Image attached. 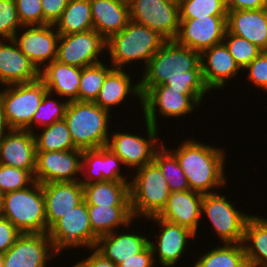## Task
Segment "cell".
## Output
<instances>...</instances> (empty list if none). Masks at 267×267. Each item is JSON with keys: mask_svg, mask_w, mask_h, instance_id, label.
<instances>
[{"mask_svg": "<svg viewBox=\"0 0 267 267\" xmlns=\"http://www.w3.org/2000/svg\"><path fill=\"white\" fill-rule=\"evenodd\" d=\"M143 72L139 79L142 96L160 84L182 91L183 95L209 93L202 78L201 53L179 45L175 40H167L149 60Z\"/></svg>", "mask_w": 267, "mask_h": 267, "instance_id": "obj_1", "label": "cell"}, {"mask_svg": "<svg viewBox=\"0 0 267 267\" xmlns=\"http://www.w3.org/2000/svg\"><path fill=\"white\" fill-rule=\"evenodd\" d=\"M178 160L189 187L200 194L215 193L225 185V151L218 147L187 139L176 149L170 150Z\"/></svg>", "mask_w": 267, "mask_h": 267, "instance_id": "obj_2", "label": "cell"}, {"mask_svg": "<svg viewBox=\"0 0 267 267\" xmlns=\"http://www.w3.org/2000/svg\"><path fill=\"white\" fill-rule=\"evenodd\" d=\"M110 112L95 102H68L64 121L74 145L81 150L107 146L109 140Z\"/></svg>", "mask_w": 267, "mask_h": 267, "instance_id": "obj_3", "label": "cell"}, {"mask_svg": "<svg viewBox=\"0 0 267 267\" xmlns=\"http://www.w3.org/2000/svg\"><path fill=\"white\" fill-rule=\"evenodd\" d=\"M167 40L145 25L129 21L127 26L107 40V53L116 69L144 61L145 67Z\"/></svg>", "mask_w": 267, "mask_h": 267, "instance_id": "obj_4", "label": "cell"}, {"mask_svg": "<svg viewBox=\"0 0 267 267\" xmlns=\"http://www.w3.org/2000/svg\"><path fill=\"white\" fill-rule=\"evenodd\" d=\"M0 214L20 233H48L42 184L37 181L24 189L4 194Z\"/></svg>", "mask_w": 267, "mask_h": 267, "instance_id": "obj_5", "label": "cell"}, {"mask_svg": "<svg viewBox=\"0 0 267 267\" xmlns=\"http://www.w3.org/2000/svg\"><path fill=\"white\" fill-rule=\"evenodd\" d=\"M135 170V176L129 183L133 218L158 216L171 194L168 183L154 161Z\"/></svg>", "mask_w": 267, "mask_h": 267, "instance_id": "obj_6", "label": "cell"}, {"mask_svg": "<svg viewBox=\"0 0 267 267\" xmlns=\"http://www.w3.org/2000/svg\"><path fill=\"white\" fill-rule=\"evenodd\" d=\"M3 89L0 92V107L7 128L30 131L33 116L48 92L46 86L38 79Z\"/></svg>", "mask_w": 267, "mask_h": 267, "instance_id": "obj_7", "label": "cell"}, {"mask_svg": "<svg viewBox=\"0 0 267 267\" xmlns=\"http://www.w3.org/2000/svg\"><path fill=\"white\" fill-rule=\"evenodd\" d=\"M218 192L204 194L201 214L210 220L213 230L224 243H243L245 225L251 215L234 207Z\"/></svg>", "mask_w": 267, "mask_h": 267, "instance_id": "obj_8", "label": "cell"}, {"mask_svg": "<svg viewBox=\"0 0 267 267\" xmlns=\"http://www.w3.org/2000/svg\"><path fill=\"white\" fill-rule=\"evenodd\" d=\"M50 237L55 250L61 251L70 247L94 248L98 237L91 229L89 212L85 201L80 203L58 219L49 229Z\"/></svg>", "mask_w": 267, "mask_h": 267, "instance_id": "obj_9", "label": "cell"}, {"mask_svg": "<svg viewBox=\"0 0 267 267\" xmlns=\"http://www.w3.org/2000/svg\"><path fill=\"white\" fill-rule=\"evenodd\" d=\"M130 20L175 40L180 24L178 0H128Z\"/></svg>", "mask_w": 267, "mask_h": 267, "instance_id": "obj_10", "label": "cell"}, {"mask_svg": "<svg viewBox=\"0 0 267 267\" xmlns=\"http://www.w3.org/2000/svg\"><path fill=\"white\" fill-rule=\"evenodd\" d=\"M205 95H183L182 91L172 90L164 84L150 88L143 96L144 121L157 127V112L162 117H175L176 119L192 113L200 105ZM158 107V108H157ZM158 109V111H157Z\"/></svg>", "mask_w": 267, "mask_h": 267, "instance_id": "obj_11", "label": "cell"}, {"mask_svg": "<svg viewBox=\"0 0 267 267\" xmlns=\"http://www.w3.org/2000/svg\"><path fill=\"white\" fill-rule=\"evenodd\" d=\"M148 138L137 134L113 132L107 147L122 161L123 166L141 168L154 160L156 151L163 145L158 143V128L145 121Z\"/></svg>", "mask_w": 267, "mask_h": 267, "instance_id": "obj_12", "label": "cell"}, {"mask_svg": "<svg viewBox=\"0 0 267 267\" xmlns=\"http://www.w3.org/2000/svg\"><path fill=\"white\" fill-rule=\"evenodd\" d=\"M107 46V39L94 29L60 35L56 60L78 68L91 66L102 62L100 54L107 49Z\"/></svg>", "mask_w": 267, "mask_h": 267, "instance_id": "obj_13", "label": "cell"}, {"mask_svg": "<svg viewBox=\"0 0 267 267\" xmlns=\"http://www.w3.org/2000/svg\"><path fill=\"white\" fill-rule=\"evenodd\" d=\"M83 150L36 151L34 180L40 184L80 181ZM75 175V176H74Z\"/></svg>", "mask_w": 267, "mask_h": 267, "instance_id": "obj_14", "label": "cell"}, {"mask_svg": "<svg viewBox=\"0 0 267 267\" xmlns=\"http://www.w3.org/2000/svg\"><path fill=\"white\" fill-rule=\"evenodd\" d=\"M227 16H207L180 20L175 41L199 53L220 44L227 30Z\"/></svg>", "mask_w": 267, "mask_h": 267, "instance_id": "obj_15", "label": "cell"}, {"mask_svg": "<svg viewBox=\"0 0 267 267\" xmlns=\"http://www.w3.org/2000/svg\"><path fill=\"white\" fill-rule=\"evenodd\" d=\"M57 255L48 233H21L4 253L3 267H46L48 260Z\"/></svg>", "mask_w": 267, "mask_h": 267, "instance_id": "obj_16", "label": "cell"}, {"mask_svg": "<svg viewBox=\"0 0 267 267\" xmlns=\"http://www.w3.org/2000/svg\"><path fill=\"white\" fill-rule=\"evenodd\" d=\"M22 28L23 31L21 32L23 33L18 35L17 32L13 40L20 51L30 59L39 71L46 64L56 60L60 34L54 25L23 26Z\"/></svg>", "mask_w": 267, "mask_h": 267, "instance_id": "obj_17", "label": "cell"}, {"mask_svg": "<svg viewBox=\"0 0 267 267\" xmlns=\"http://www.w3.org/2000/svg\"><path fill=\"white\" fill-rule=\"evenodd\" d=\"M148 219L156 222L161 228L160 233H156L158 235L154 236L157 237L156 241L158 243L149 240L155 264L158 260L160 262L158 264L163 267H174L177 261L183 257L184 251L186 252L185 249L190 243L188 240L190 241V238L196 237V233L187 227L160 219L158 216ZM155 254H158V256H155ZM155 257H158V259Z\"/></svg>", "mask_w": 267, "mask_h": 267, "instance_id": "obj_18", "label": "cell"}, {"mask_svg": "<svg viewBox=\"0 0 267 267\" xmlns=\"http://www.w3.org/2000/svg\"><path fill=\"white\" fill-rule=\"evenodd\" d=\"M0 164L29 171L36 168V142L34 132L8 129L0 139Z\"/></svg>", "mask_w": 267, "mask_h": 267, "instance_id": "obj_19", "label": "cell"}, {"mask_svg": "<svg viewBox=\"0 0 267 267\" xmlns=\"http://www.w3.org/2000/svg\"><path fill=\"white\" fill-rule=\"evenodd\" d=\"M201 70L205 86L212 92L223 89L227 81L234 79L240 68L224 42L201 53Z\"/></svg>", "mask_w": 267, "mask_h": 267, "instance_id": "obj_20", "label": "cell"}, {"mask_svg": "<svg viewBox=\"0 0 267 267\" xmlns=\"http://www.w3.org/2000/svg\"><path fill=\"white\" fill-rule=\"evenodd\" d=\"M42 191L45 200L47 229L84 201V190L80 181L44 183Z\"/></svg>", "mask_w": 267, "mask_h": 267, "instance_id": "obj_21", "label": "cell"}, {"mask_svg": "<svg viewBox=\"0 0 267 267\" xmlns=\"http://www.w3.org/2000/svg\"><path fill=\"white\" fill-rule=\"evenodd\" d=\"M0 39V84L10 86L39 79V70L19 49L13 39ZM5 42V43H4ZM8 43V44H7Z\"/></svg>", "mask_w": 267, "mask_h": 267, "instance_id": "obj_22", "label": "cell"}, {"mask_svg": "<svg viewBox=\"0 0 267 267\" xmlns=\"http://www.w3.org/2000/svg\"><path fill=\"white\" fill-rule=\"evenodd\" d=\"M120 165H123L121 159L107 146L83 150L81 175L83 174L84 179L80 182L82 184L100 181L130 182L120 173Z\"/></svg>", "mask_w": 267, "mask_h": 267, "instance_id": "obj_23", "label": "cell"}, {"mask_svg": "<svg viewBox=\"0 0 267 267\" xmlns=\"http://www.w3.org/2000/svg\"><path fill=\"white\" fill-rule=\"evenodd\" d=\"M203 194L189 190L172 192L160 219L187 227L197 234L202 209Z\"/></svg>", "mask_w": 267, "mask_h": 267, "instance_id": "obj_24", "label": "cell"}, {"mask_svg": "<svg viewBox=\"0 0 267 267\" xmlns=\"http://www.w3.org/2000/svg\"><path fill=\"white\" fill-rule=\"evenodd\" d=\"M227 31L245 38L259 49H267V7L254 10H227Z\"/></svg>", "mask_w": 267, "mask_h": 267, "instance_id": "obj_25", "label": "cell"}, {"mask_svg": "<svg viewBox=\"0 0 267 267\" xmlns=\"http://www.w3.org/2000/svg\"><path fill=\"white\" fill-rule=\"evenodd\" d=\"M93 29L107 40L130 21L128 0H90Z\"/></svg>", "mask_w": 267, "mask_h": 267, "instance_id": "obj_26", "label": "cell"}, {"mask_svg": "<svg viewBox=\"0 0 267 267\" xmlns=\"http://www.w3.org/2000/svg\"><path fill=\"white\" fill-rule=\"evenodd\" d=\"M39 79L48 92L68 97L67 101H78V89L81 79V68L53 60L39 71Z\"/></svg>", "mask_w": 267, "mask_h": 267, "instance_id": "obj_27", "label": "cell"}, {"mask_svg": "<svg viewBox=\"0 0 267 267\" xmlns=\"http://www.w3.org/2000/svg\"><path fill=\"white\" fill-rule=\"evenodd\" d=\"M116 230L98 238L95 248L115 265L132 258L149 245V239L140 233H125Z\"/></svg>", "mask_w": 267, "mask_h": 267, "instance_id": "obj_28", "label": "cell"}, {"mask_svg": "<svg viewBox=\"0 0 267 267\" xmlns=\"http://www.w3.org/2000/svg\"><path fill=\"white\" fill-rule=\"evenodd\" d=\"M131 81L130 74L126 73L124 69L113 68L107 74L94 102L110 112H112L111 109L114 105L117 106L125 102L124 100L129 94L136 96L142 102L139 82L133 85Z\"/></svg>", "mask_w": 267, "mask_h": 267, "instance_id": "obj_29", "label": "cell"}, {"mask_svg": "<svg viewBox=\"0 0 267 267\" xmlns=\"http://www.w3.org/2000/svg\"><path fill=\"white\" fill-rule=\"evenodd\" d=\"M128 181H100L82 184L87 205L130 206Z\"/></svg>", "mask_w": 267, "mask_h": 267, "instance_id": "obj_30", "label": "cell"}, {"mask_svg": "<svg viewBox=\"0 0 267 267\" xmlns=\"http://www.w3.org/2000/svg\"><path fill=\"white\" fill-rule=\"evenodd\" d=\"M243 246L249 267H267V219L251 215L245 225Z\"/></svg>", "mask_w": 267, "mask_h": 267, "instance_id": "obj_31", "label": "cell"}, {"mask_svg": "<svg viewBox=\"0 0 267 267\" xmlns=\"http://www.w3.org/2000/svg\"><path fill=\"white\" fill-rule=\"evenodd\" d=\"M93 233L99 238L110 234L118 227L132 225L133 215L130 206H98L87 205Z\"/></svg>", "mask_w": 267, "mask_h": 267, "instance_id": "obj_32", "label": "cell"}, {"mask_svg": "<svg viewBox=\"0 0 267 267\" xmlns=\"http://www.w3.org/2000/svg\"><path fill=\"white\" fill-rule=\"evenodd\" d=\"M54 27L60 35L80 33L93 29L90 0H69Z\"/></svg>", "mask_w": 267, "mask_h": 267, "instance_id": "obj_33", "label": "cell"}, {"mask_svg": "<svg viewBox=\"0 0 267 267\" xmlns=\"http://www.w3.org/2000/svg\"><path fill=\"white\" fill-rule=\"evenodd\" d=\"M198 259L193 267H249L243 243L217 245Z\"/></svg>", "mask_w": 267, "mask_h": 267, "instance_id": "obj_34", "label": "cell"}, {"mask_svg": "<svg viewBox=\"0 0 267 267\" xmlns=\"http://www.w3.org/2000/svg\"><path fill=\"white\" fill-rule=\"evenodd\" d=\"M36 151H69L78 149L71 138L64 119L42 128L35 133Z\"/></svg>", "mask_w": 267, "mask_h": 267, "instance_id": "obj_35", "label": "cell"}, {"mask_svg": "<svg viewBox=\"0 0 267 267\" xmlns=\"http://www.w3.org/2000/svg\"><path fill=\"white\" fill-rule=\"evenodd\" d=\"M163 144L154 155V162L159 166L165 180L168 183L170 192L189 190L187 178L181 169L175 155L164 147Z\"/></svg>", "mask_w": 267, "mask_h": 267, "instance_id": "obj_36", "label": "cell"}, {"mask_svg": "<svg viewBox=\"0 0 267 267\" xmlns=\"http://www.w3.org/2000/svg\"><path fill=\"white\" fill-rule=\"evenodd\" d=\"M110 66L100 62L81 68L78 101L94 102L96 100L107 74L114 68Z\"/></svg>", "mask_w": 267, "mask_h": 267, "instance_id": "obj_37", "label": "cell"}, {"mask_svg": "<svg viewBox=\"0 0 267 267\" xmlns=\"http://www.w3.org/2000/svg\"><path fill=\"white\" fill-rule=\"evenodd\" d=\"M180 20L198 17L227 16L224 0H178Z\"/></svg>", "mask_w": 267, "mask_h": 267, "instance_id": "obj_38", "label": "cell"}, {"mask_svg": "<svg viewBox=\"0 0 267 267\" xmlns=\"http://www.w3.org/2000/svg\"><path fill=\"white\" fill-rule=\"evenodd\" d=\"M52 96L53 94L50 92H47L44 95L43 100L38 106L37 112L34 114L32 122L30 123L31 132H34L33 130L35 129V125L45 127L51 125L56 121L64 119L68 101H64L63 99V102H61L62 98L59 101L58 99H53Z\"/></svg>", "mask_w": 267, "mask_h": 267, "instance_id": "obj_39", "label": "cell"}, {"mask_svg": "<svg viewBox=\"0 0 267 267\" xmlns=\"http://www.w3.org/2000/svg\"><path fill=\"white\" fill-rule=\"evenodd\" d=\"M223 42L242 71L262 52L255 44L227 30Z\"/></svg>", "mask_w": 267, "mask_h": 267, "instance_id": "obj_40", "label": "cell"}, {"mask_svg": "<svg viewBox=\"0 0 267 267\" xmlns=\"http://www.w3.org/2000/svg\"><path fill=\"white\" fill-rule=\"evenodd\" d=\"M34 181L29 171L0 164V189L3 194L24 189Z\"/></svg>", "mask_w": 267, "mask_h": 267, "instance_id": "obj_41", "label": "cell"}, {"mask_svg": "<svg viewBox=\"0 0 267 267\" xmlns=\"http://www.w3.org/2000/svg\"><path fill=\"white\" fill-rule=\"evenodd\" d=\"M22 24L19 20L14 0H0V39H13L20 31ZM20 28V29H18Z\"/></svg>", "mask_w": 267, "mask_h": 267, "instance_id": "obj_42", "label": "cell"}, {"mask_svg": "<svg viewBox=\"0 0 267 267\" xmlns=\"http://www.w3.org/2000/svg\"><path fill=\"white\" fill-rule=\"evenodd\" d=\"M22 26L43 25L41 0H14Z\"/></svg>", "mask_w": 267, "mask_h": 267, "instance_id": "obj_43", "label": "cell"}, {"mask_svg": "<svg viewBox=\"0 0 267 267\" xmlns=\"http://www.w3.org/2000/svg\"><path fill=\"white\" fill-rule=\"evenodd\" d=\"M244 70H247L248 81L254 86L267 91V53L262 51Z\"/></svg>", "mask_w": 267, "mask_h": 267, "instance_id": "obj_44", "label": "cell"}, {"mask_svg": "<svg viewBox=\"0 0 267 267\" xmlns=\"http://www.w3.org/2000/svg\"><path fill=\"white\" fill-rule=\"evenodd\" d=\"M21 233L3 215L0 214V252H7Z\"/></svg>", "mask_w": 267, "mask_h": 267, "instance_id": "obj_45", "label": "cell"}, {"mask_svg": "<svg viewBox=\"0 0 267 267\" xmlns=\"http://www.w3.org/2000/svg\"><path fill=\"white\" fill-rule=\"evenodd\" d=\"M43 25L52 24L60 18L69 0H41Z\"/></svg>", "mask_w": 267, "mask_h": 267, "instance_id": "obj_46", "label": "cell"}, {"mask_svg": "<svg viewBox=\"0 0 267 267\" xmlns=\"http://www.w3.org/2000/svg\"><path fill=\"white\" fill-rule=\"evenodd\" d=\"M155 265L151 246L148 245L140 253L133 255L132 258L119 263L117 267H153Z\"/></svg>", "mask_w": 267, "mask_h": 267, "instance_id": "obj_47", "label": "cell"}, {"mask_svg": "<svg viewBox=\"0 0 267 267\" xmlns=\"http://www.w3.org/2000/svg\"><path fill=\"white\" fill-rule=\"evenodd\" d=\"M93 252L86 259L74 264L73 267H117L111 260L106 258L95 247L92 248Z\"/></svg>", "mask_w": 267, "mask_h": 267, "instance_id": "obj_48", "label": "cell"}, {"mask_svg": "<svg viewBox=\"0 0 267 267\" xmlns=\"http://www.w3.org/2000/svg\"><path fill=\"white\" fill-rule=\"evenodd\" d=\"M227 10H254L267 7V0H224Z\"/></svg>", "mask_w": 267, "mask_h": 267, "instance_id": "obj_49", "label": "cell"}, {"mask_svg": "<svg viewBox=\"0 0 267 267\" xmlns=\"http://www.w3.org/2000/svg\"><path fill=\"white\" fill-rule=\"evenodd\" d=\"M7 130H8V128L4 122L1 107H0V139L4 136V134Z\"/></svg>", "mask_w": 267, "mask_h": 267, "instance_id": "obj_50", "label": "cell"}, {"mask_svg": "<svg viewBox=\"0 0 267 267\" xmlns=\"http://www.w3.org/2000/svg\"><path fill=\"white\" fill-rule=\"evenodd\" d=\"M4 254L0 252V267H3Z\"/></svg>", "mask_w": 267, "mask_h": 267, "instance_id": "obj_51", "label": "cell"}, {"mask_svg": "<svg viewBox=\"0 0 267 267\" xmlns=\"http://www.w3.org/2000/svg\"><path fill=\"white\" fill-rule=\"evenodd\" d=\"M3 192L1 191L0 189V209H1V206H2V201H3Z\"/></svg>", "mask_w": 267, "mask_h": 267, "instance_id": "obj_52", "label": "cell"}]
</instances>
